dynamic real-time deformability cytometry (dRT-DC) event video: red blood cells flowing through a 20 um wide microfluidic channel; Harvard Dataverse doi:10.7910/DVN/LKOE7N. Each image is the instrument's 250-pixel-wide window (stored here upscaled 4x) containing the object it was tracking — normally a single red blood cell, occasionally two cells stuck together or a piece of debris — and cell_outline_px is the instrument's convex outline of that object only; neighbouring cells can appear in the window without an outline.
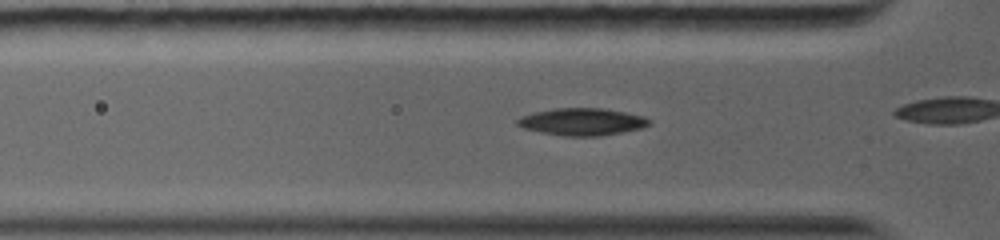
{"species": "common noctule bat (a hibernating species)", "species_latin": "Nyctalus noctula", "temperature_condition": "warm", "stored_images_in_passage": 45, "camera_frame_rate_fps": 5000, "um_per_image_px": 0.085, "animal": {"sex": "female", "body_mass_g": 19.0, "forearm_length_mm": 56.7}, "frame": {"image": 1, "passage_image": 12, "time_ms": 2.6, "image_size_px": [1000, 240], "cell_outline_px": [[652, 124], [640, 128], [600, 136], [564, 136], [540, 132], [524, 128], [516, 124], [516, 120], [520, 116], [532, 112], [552, 108], [604, 108], [644, 116], [652, 120]], "centroid_in_image_um": [49.46, 10.34], "position_along_channel_um": 76.3, "area_um2": 21.04}}
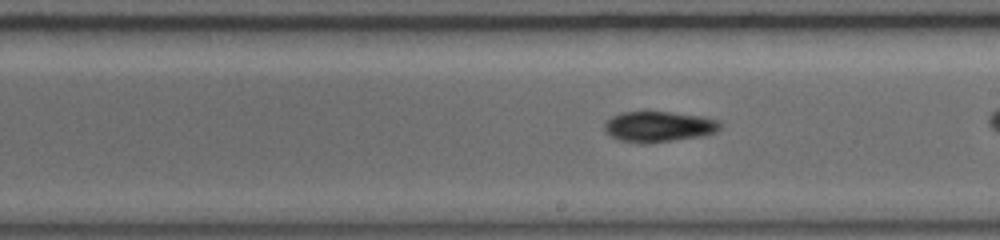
{"frame": {"image": 2, "passage_image": 29, "time_ms": 6.4, "image_size_px": [1000, 240], "cell_outline_px": [[724, 124], [716, 132], [704, 136], [644, 144], [640, 144], [620, 140], [604, 132], [604, 124], [612, 116], [624, 112], [668, 112], [704, 116], [720, 120]], "centroid_in_image_um": [56.04, 10.77], "position_along_channel_um": 233.0, "area_um2": 20.87}}
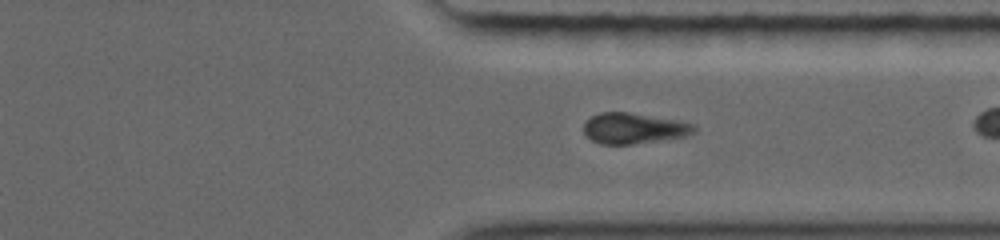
{"frame": {"image": 3, "passage_image": 42, "time_ms": 9.4, "image_size_px": [1000, 240], "cell_outline_px": [[696, 132], [688, 136], [632, 144], [600, 144], [592, 140], [584, 132], [584, 124], [592, 116], [600, 112], [628, 112], [676, 120], [696, 124]], "centroid_in_image_um": [53.91, 10.91], "position_along_channel_um": 357.5, "area_um2": 19.71}}